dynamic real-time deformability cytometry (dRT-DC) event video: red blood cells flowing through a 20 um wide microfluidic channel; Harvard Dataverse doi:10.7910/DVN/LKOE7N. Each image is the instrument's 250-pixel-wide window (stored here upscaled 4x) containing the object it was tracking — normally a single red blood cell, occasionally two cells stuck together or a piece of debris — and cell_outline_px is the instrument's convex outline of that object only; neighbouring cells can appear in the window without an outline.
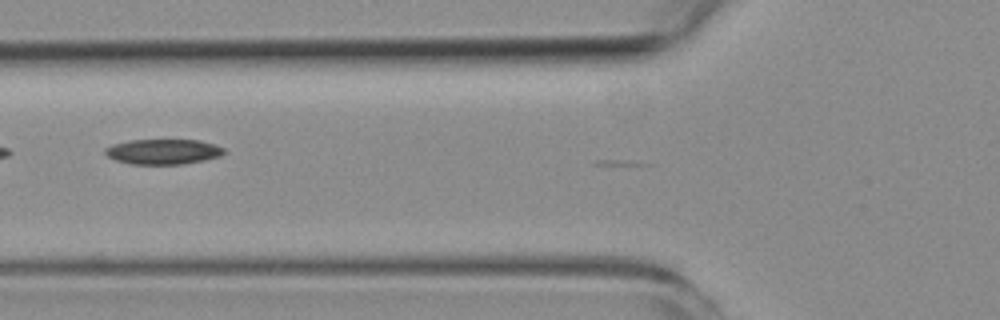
{"species": "common noctule bat (a hibernating species)", "species_latin": "Nyctalus noctula", "temperature_condition": "room temperature", "stored_images_in_passage": 3, "camera_frame_rate_fps": 3000, "um_per_image_px": 0.085, "animal": {"sex": "female", "body_mass_g": 19.3, "forearm_length_mm": 54.1}, "frame": {"image": 1, "passage_image": 3, "time_ms": 2.667, "image_size_px": [1000, 320], "cell_outline_px": [[224, 152], [220, 156], [204, 160], [184, 164], [132, 164], [116, 160], [108, 156], [104, 152], [104, 148], [112, 144], [132, 140], [200, 140], [216, 144], [224, 148]], "centroid_in_image_um": [13.88, 12.89], "position_along_channel_um": 111.9, "area_um2": 17.46}}